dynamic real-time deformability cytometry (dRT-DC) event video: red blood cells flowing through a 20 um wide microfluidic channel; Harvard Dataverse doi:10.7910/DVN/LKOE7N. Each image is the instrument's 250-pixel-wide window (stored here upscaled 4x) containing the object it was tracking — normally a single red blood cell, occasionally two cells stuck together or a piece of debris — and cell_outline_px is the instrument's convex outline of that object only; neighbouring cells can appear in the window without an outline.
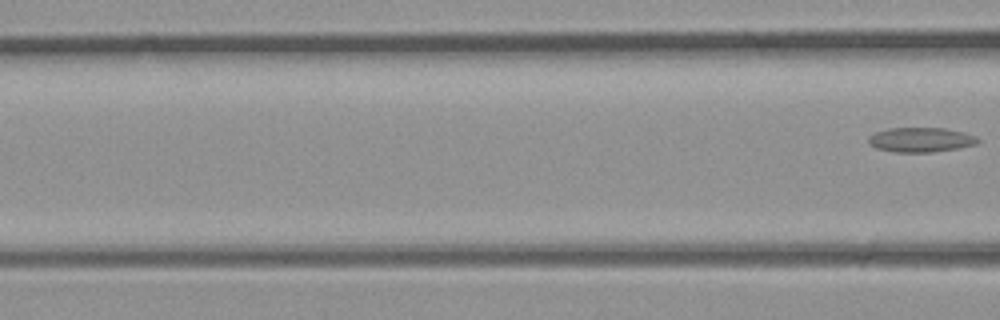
{"species": "common noctule bat (a hibernating species)", "species_latin": "Nyctalus noctula", "temperature_condition": "room temperature", "stored_images_in_passage": 5, "segment_of_instrument_passage": [2, 2], "camera_frame_rate_fps": 3000, "um_per_image_px": 0.085, "animal": {"sex": "male", "body_mass_g": 23.1, "forearm_length_mm": 52.7}, "frame": {"image": 1, "passage_image": 5, "time_ms": 1.333, "image_size_px": [1000, 320], "cell_outline_px": [[980, 140], [976, 144], [956, 148], [932, 152], [896, 152], [876, 148], [868, 140], [868, 136], [876, 132], [888, 128], [944, 128], [964, 132], [976, 136]], "centroid_in_image_um": [78.27, 11.87], "position_along_channel_um": 88.3, "area_um2": 15.55}}